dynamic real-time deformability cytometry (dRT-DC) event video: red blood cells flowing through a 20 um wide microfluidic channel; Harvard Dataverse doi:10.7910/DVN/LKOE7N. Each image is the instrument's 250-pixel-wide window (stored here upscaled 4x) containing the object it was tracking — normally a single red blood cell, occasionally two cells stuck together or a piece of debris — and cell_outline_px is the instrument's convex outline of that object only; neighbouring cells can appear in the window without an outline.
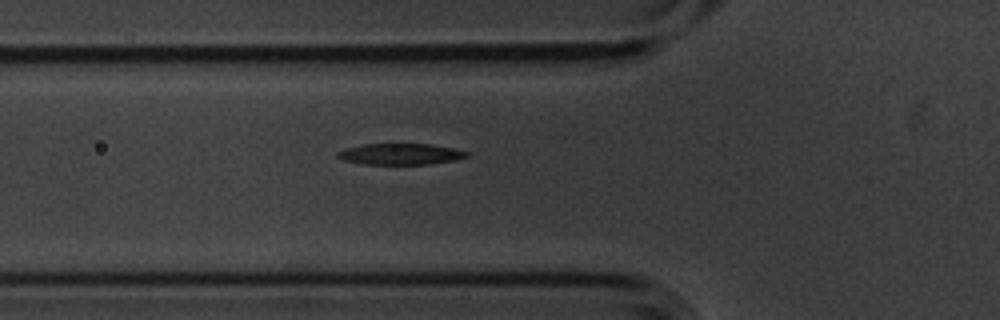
{"species": "common noctule bat (a hibernating species)", "species_latin": "Nyctalus noctula", "temperature_condition": "cold", "stored_images_in_passage": 2, "camera_frame_rate_fps": 3000, "um_per_image_px": 0.085, "animal": {"sex": "male", "body_mass_g": 20.1, "forearm_length_mm": 53.5}, "frame": {"image": 1, "passage_image": 2, "time_ms": 0.333, "image_size_px": [1000, 320], "cell_outline_px": [[468, 156], [456, 160], [428, 164], [364, 164], [344, 160], [336, 156], [336, 152], [348, 148], [364, 144], [392, 140], [428, 144], [456, 148], [468, 152]], "centroid_in_image_um": [34.03, 13.04], "position_along_channel_um": 91.8, "area_um2": 16.76}}